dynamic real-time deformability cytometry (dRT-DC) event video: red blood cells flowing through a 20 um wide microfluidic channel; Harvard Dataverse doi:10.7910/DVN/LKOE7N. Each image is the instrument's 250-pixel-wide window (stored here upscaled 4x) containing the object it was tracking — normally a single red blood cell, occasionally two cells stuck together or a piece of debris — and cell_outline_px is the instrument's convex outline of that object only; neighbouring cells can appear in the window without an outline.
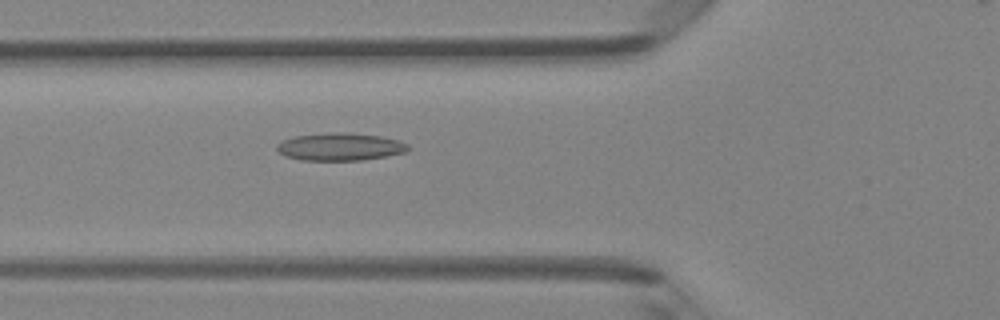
{"species": "Egyptian fruit bat (a non-hibernating species)", "species_latin": "Rousettus aegyptiacus", "temperature_condition": "room temperature", "stored_images_in_passage": 37, "camera_frame_rate_fps": 3000, "um_per_image_px": 0.085, "animal": {"sex": "female"}, "frame": {"image": 1, "passage_image": 7, "time_ms": 2.0, "image_size_px": [1000, 320], "cell_outline_px": [[412, 148], [404, 152], [388, 156], [360, 160], [300, 160], [284, 156], [276, 148], [276, 144], [280, 140], [296, 136], [336, 132], [348, 132], [380, 136], [396, 140], [408, 144]], "centroid_in_image_um": [28.89, 12.48], "position_along_channel_um": 96.9, "area_um2": 21.15}}
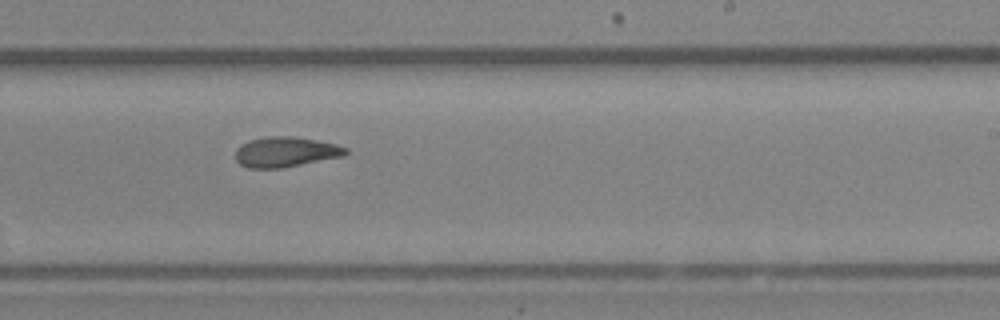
{"frame": {"image": 2, "passage_image": 19, "time_ms": 6.0, "image_size_px": [1000, 320], "cell_outline_px": [[348, 152], [344, 156], [280, 168], [248, 168], [240, 164], [236, 160], [236, 148], [240, 144], [248, 140], [272, 136], [292, 136], [316, 140], [336, 144], [348, 148]], "centroid_in_image_um": [24.26, 12.91], "position_along_channel_um": 264.7, "area_um2": 19.36}}
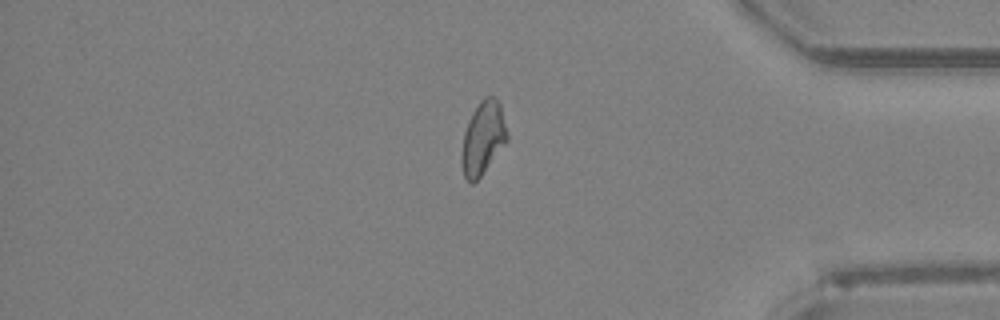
{"frame": {"image": 3, "passage_image": 30, "time_ms": 9.667, "image_size_px": [1000, 320], "cell_outline_px": [[508, 140], [480, 176], [472, 184], [464, 176], [460, 164], [460, 156], [464, 132], [468, 120], [472, 112], [480, 100], [484, 96], [492, 96], [500, 104], [508, 132]], "centroid_in_image_um": [41.03, 11.72], "position_along_channel_um": 394.2, "area_um2": 19.42}, "authors_computed_cell_mechanics": {"area_um2": 19.4208, "velocity_mm_per_s": 4.2178, "shape_relaxation_time_tau1_ms": 11.284, "shape_relaxation_time_tau2_ms": 2.3731, "deformation_change_tau1": 0.2523, "deformation_change_tau2": 0.0893}}